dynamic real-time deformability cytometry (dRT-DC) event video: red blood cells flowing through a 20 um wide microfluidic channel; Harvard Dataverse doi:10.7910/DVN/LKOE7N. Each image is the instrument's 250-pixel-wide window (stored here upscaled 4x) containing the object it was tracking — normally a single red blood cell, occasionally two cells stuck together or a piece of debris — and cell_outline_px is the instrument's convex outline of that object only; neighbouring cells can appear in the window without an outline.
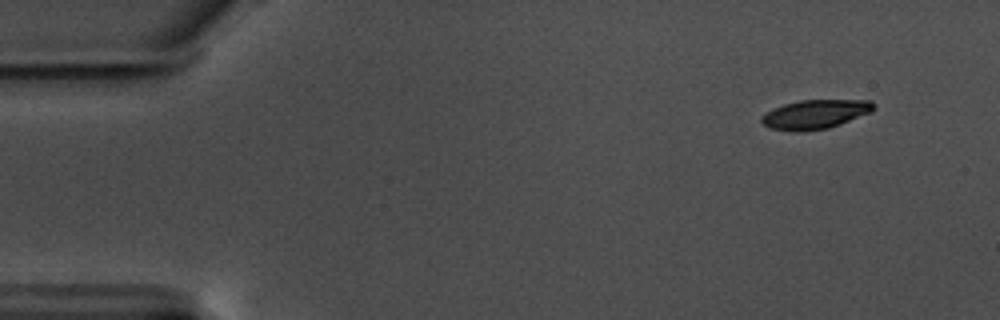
{"species": "common noctule bat (a hibernating species)", "species_latin": "Nyctalus noctula", "temperature_condition": "warm", "stored_images_in_passage": 54, "camera_frame_rate_fps": 3000, "um_per_image_px": 0.085, "animal": {"sex": "male", "body_mass_g": 17.5, "forearm_length_mm": 52.3}, "frame": {"image": 1, "passage_image": 1, "time_ms": 0.0, "image_size_px": [1000, 320], "cell_outline_px": [[872, 112], [840, 124], [828, 128], [800, 132], [792, 132], [768, 128], [760, 120], [760, 116], [772, 108], [784, 104], [800, 100], [872, 100]], "centroid_in_image_um": [69.22, 9.72], "position_along_channel_um": 15.8, "area_um2": 19.13}}
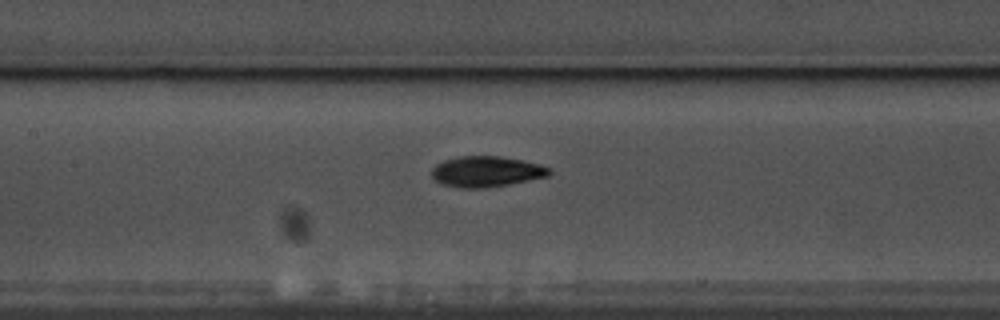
{"frame": {"image": 2, "passage_image": 23, "time_ms": 7.333, "image_size_px": [1000, 320], "cell_outline_px": [[552, 172], [548, 176], [508, 184], [484, 188], [460, 188], [444, 184], [436, 180], [432, 176], [432, 168], [436, 164], [444, 160], [460, 156], [500, 156], [524, 160], [540, 164], [548, 168]], "centroid_in_image_um": [41.34, 14.57], "position_along_channel_um": 166.1, "area_um2": 20.92}}
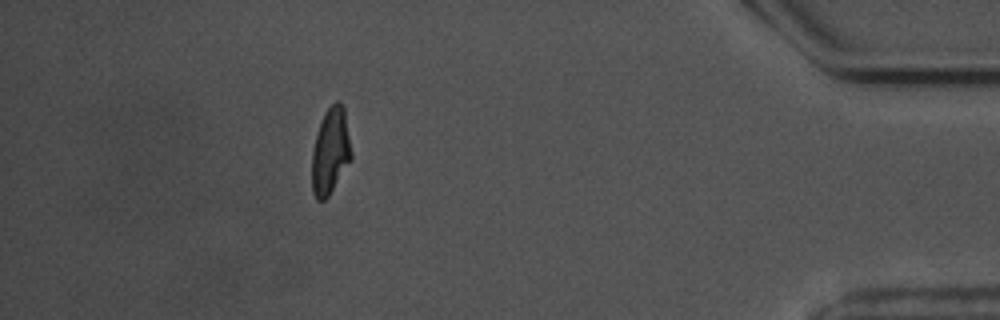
{"frame": {"image": 3, "passage_image": 48, "time_ms": 15.667, "image_size_px": [1000, 320], "cell_outline_px": [[352, 160], [328, 196], [324, 200], [316, 200], [312, 192], [312, 148], [316, 132], [324, 112], [336, 100], [340, 100], [344, 108], [352, 152]], "centroid_in_image_um": [28.08, 12.84], "position_along_channel_um": 407.1, "area_um2": 20.11}, "authors_computed_cell_mechanics": {"area_um2": 19.941, "velocity_mm_per_s": 3.525, "shape_relaxation_time_tau1_ms": 3.8983, "shape_relaxation_time_tau2_ms": 3.0233, "deformation_change_tau1": 0.1572, "deformation_change_tau2": 0.0907}}